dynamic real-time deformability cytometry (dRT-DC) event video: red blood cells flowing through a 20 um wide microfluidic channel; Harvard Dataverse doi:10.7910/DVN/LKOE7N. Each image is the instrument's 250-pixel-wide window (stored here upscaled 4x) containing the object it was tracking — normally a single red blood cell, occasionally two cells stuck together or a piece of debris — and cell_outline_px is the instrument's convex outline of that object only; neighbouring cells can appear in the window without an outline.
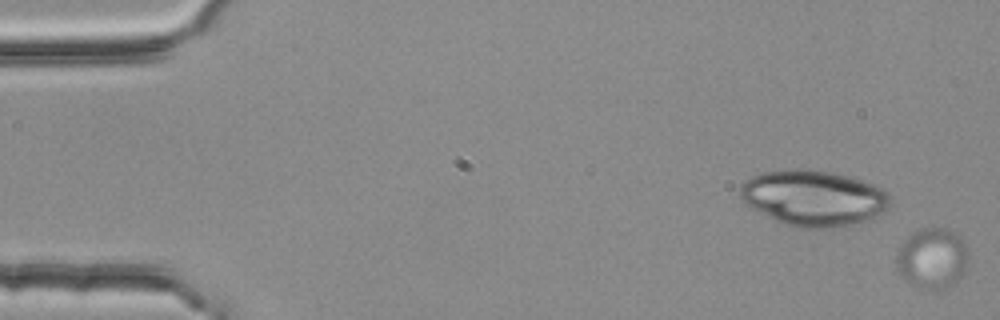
{"species": "common noctule bat (a hibernating species)", "species_latin": "Nyctalus noctula", "temperature_condition": "room temperature", "stored_images_in_passage": 5, "camera_frame_rate_fps": 3000, "um_per_image_px": 0.085, "animal": {"sex": "female", "body_mass_g": 25.1}, "frame": {"image": 1, "passage_image": 1, "time_ms": 0.0, "image_size_px": [1000, 320], "cell_outline_px": [[968, 264], [964, 272], [952, 284], [932, 292], [920, 288], [912, 284], [900, 276], [896, 268], [896, 256], [904, 240], [912, 232], [920, 228], [944, 228], [960, 236], [964, 240], [968, 248]], "centroid_in_image_um": [79.24, 21.96], "position_along_channel_um": 5.8, "area_um2": 25.72}}
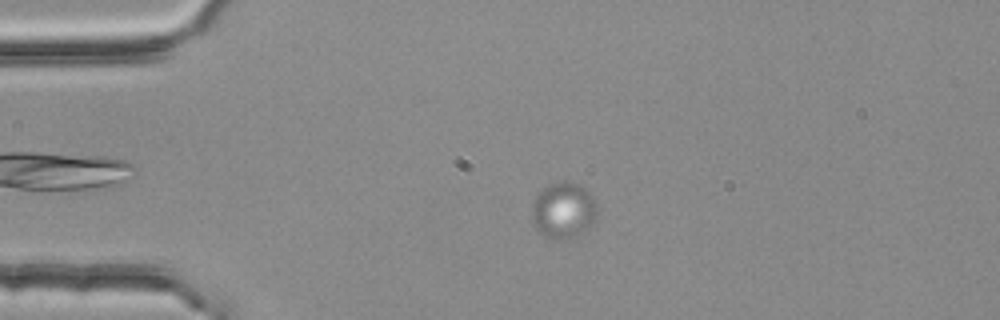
{"frame": {"image": 2, "passage_image": 3, "time_ms": 0.667, "image_size_px": [1000, 320], "cell_outline_px": [[596, 212], [592, 224], [588, 228], [576, 236], [564, 240], [552, 240], [540, 232], [532, 224], [532, 200], [548, 184], [564, 180], [580, 184], [592, 196]], "centroid_in_image_um": [47.85, 17.88], "position_along_channel_um": 37.2, "area_um2": 21.39}}